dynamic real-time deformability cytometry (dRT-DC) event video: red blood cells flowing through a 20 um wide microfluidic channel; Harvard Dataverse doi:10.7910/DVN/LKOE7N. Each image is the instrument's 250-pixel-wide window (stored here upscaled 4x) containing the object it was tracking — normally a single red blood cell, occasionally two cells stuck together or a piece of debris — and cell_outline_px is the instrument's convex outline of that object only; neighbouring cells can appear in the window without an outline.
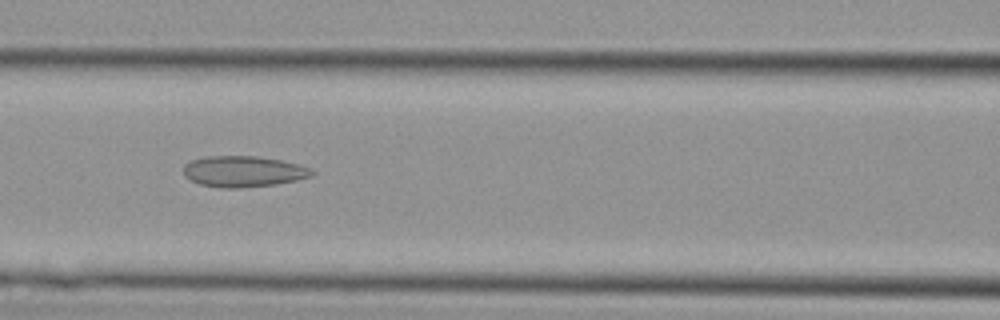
{"species": "Egyptian fruit bat (a non-hibernating species)", "species_latin": "Rousettus aegyptiacus", "temperature_condition": "cold", "stored_images_in_passage": 32, "camera_frame_rate_fps": 3000, "um_per_image_px": 0.085, "animal": {"sex": "female"}, "frame": {"image": 1, "passage_image": 15, "time_ms": 4.667, "image_size_px": [1000, 320], "cell_outline_px": [[316, 172], [312, 176], [296, 180], [276, 184], [240, 188], [220, 188], [200, 184], [184, 176], [184, 164], [192, 160], [204, 156], [260, 156], [300, 164], [312, 168]], "centroid_in_image_um": [20.72, 14.57], "position_along_channel_um": 145.9, "area_um2": 23.41}}
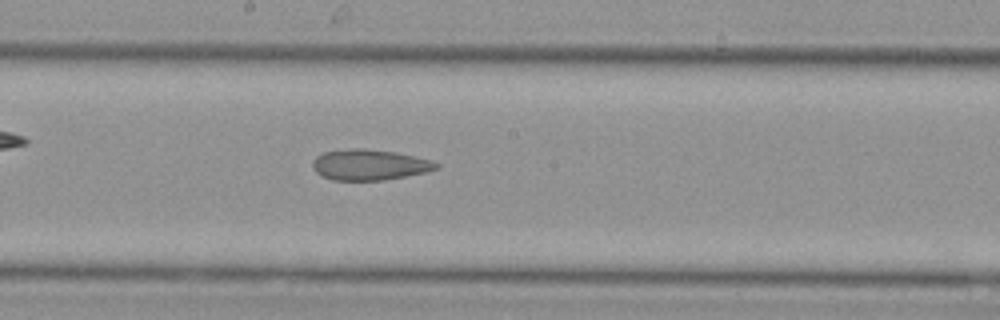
{"frame": {"image": 2, "passage_image": 19, "time_ms": 6.0, "image_size_px": [1000, 320], "cell_outline_px": [[440, 168], [424, 172], [384, 180], [332, 180], [316, 172], [312, 168], [312, 160], [316, 156], [324, 152], [352, 148], [364, 148], [396, 152], [432, 160], [440, 164]], "centroid_in_image_um": [31.4, 14.0], "position_along_channel_um": 216.8, "area_um2": 22.14}}
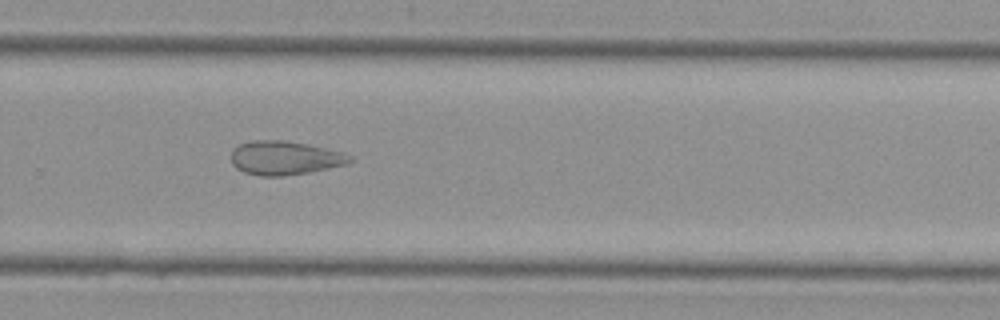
{"frame": {"image": 3, "passage_image": 24, "time_ms": 7.667, "image_size_px": [1000, 320], "cell_outline_px": [[352, 160], [348, 164], [308, 172], [284, 176], [260, 176], [244, 172], [236, 168], [232, 164], [232, 148], [240, 144], [252, 140], [284, 140], [308, 144], [340, 152], [352, 156]], "centroid_in_image_um": [24.17, 13.42], "position_along_channel_um": 305.6, "area_um2": 23.35}}